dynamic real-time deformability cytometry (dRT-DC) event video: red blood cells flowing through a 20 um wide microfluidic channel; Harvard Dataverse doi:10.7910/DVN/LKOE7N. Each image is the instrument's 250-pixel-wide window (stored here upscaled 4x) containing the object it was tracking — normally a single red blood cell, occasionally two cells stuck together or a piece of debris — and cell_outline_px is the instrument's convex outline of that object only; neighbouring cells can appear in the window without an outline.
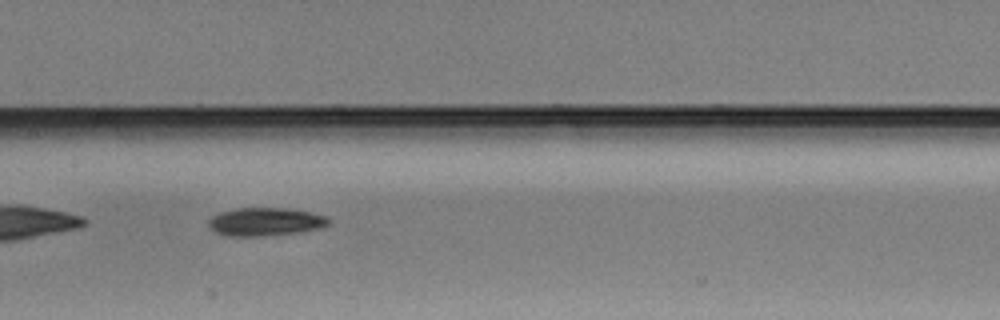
{"species": "Egyptian fruit bat (a non-hibernating species)", "species_latin": "Rousettus aegyptiacus", "temperature_condition": "warm", "stored_images_in_passage": 31, "camera_frame_rate_fps": 3000, "um_per_image_px": 0.085, "animal": {"sex": "male"}, "frame": {"image": 1, "passage_image": 10, "time_ms": 3.0, "image_size_px": [1000, 320], "cell_outline_px": [[328, 224], [320, 228], [296, 232], [260, 236], [224, 236], [208, 228], [208, 220], [212, 216], [220, 212], [236, 208], [288, 208], [308, 212], [324, 216], [328, 220]], "centroid_in_image_um": [22.46, 18.85], "position_along_channel_um": 184.9, "area_um2": 19.54}}